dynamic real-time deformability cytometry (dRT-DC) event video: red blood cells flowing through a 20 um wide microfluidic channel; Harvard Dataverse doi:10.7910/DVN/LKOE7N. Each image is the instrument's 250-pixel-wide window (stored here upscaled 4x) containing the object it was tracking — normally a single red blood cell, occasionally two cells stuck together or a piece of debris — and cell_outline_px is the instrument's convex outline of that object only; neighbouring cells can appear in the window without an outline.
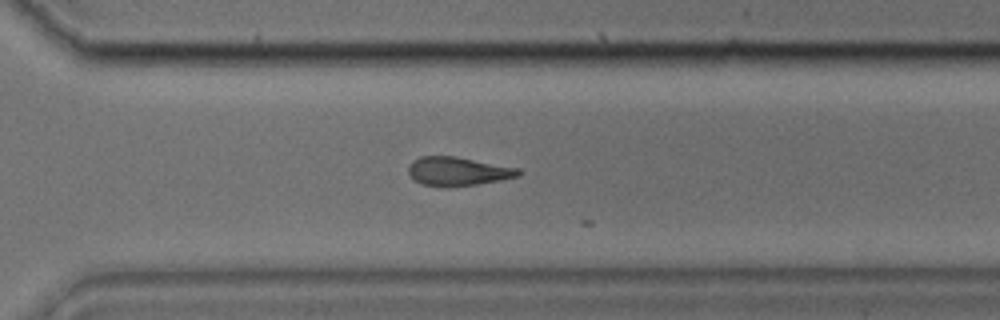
{"species": "common noctule bat (a hibernating species)", "species_latin": "Nyctalus noctula", "temperature_condition": "cold", "stored_images_in_passage": 29, "segment_of_instrument_passage": [1, 2], "camera_frame_rate_fps": 3000, "um_per_image_px": 0.085, "animal": {"sex": "male", "body_mass_g": 17.9, "forearm_length_mm": 54.2}, "frame": {"image": 1, "passage_image": 17, "time_ms": 5.333, "image_size_px": [1000, 320], "cell_outline_px": [[520, 172], [516, 176], [500, 180], [476, 184], [448, 188], [444, 188], [420, 184], [408, 172], [408, 168], [412, 160], [420, 156], [456, 156], [520, 168]], "centroid_in_image_um": [38.88, 14.56], "position_along_channel_um": 331.7, "area_um2": 18.55}}
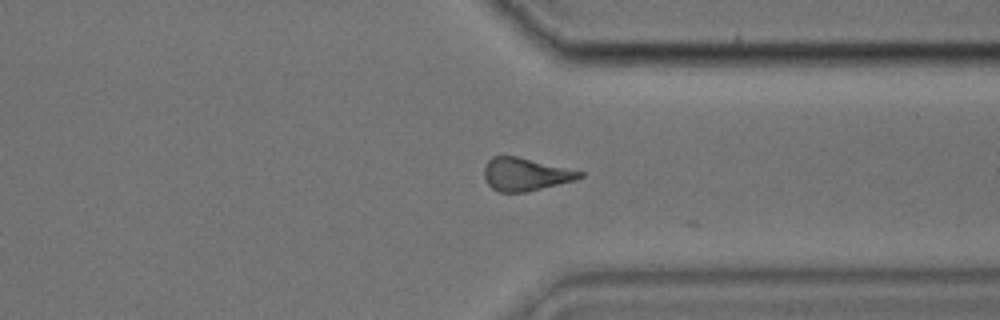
{"frame": {"image": 2, "passage_image": 19, "time_ms": 6.0, "image_size_px": [1000, 320], "cell_outline_px": [[584, 176], [576, 180], [524, 192], [500, 192], [492, 188], [488, 184], [484, 176], [484, 168], [488, 160], [492, 156], [516, 156], [584, 172]], "centroid_in_image_um": [44.65, 14.81], "position_along_channel_um": 366.8, "area_um2": 18.09}}
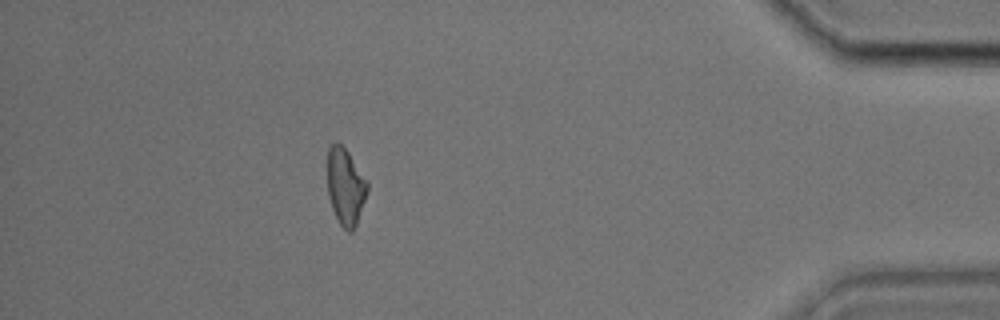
{"frame": {"image": 3, "passage_image": 24, "time_ms": 7.667, "image_size_px": [1000, 320], "cell_outline_px": [[368, 192], [356, 224], [352, 232], [348, 232], [340, 224], [332, 208], [328, 196], [328, 148], [336, 140], [348, 152], [368, 184]], "centroid_in_image_um": [29.36, 15.87], "position_along_channel_um": 405.8, "area_um2": 17.57}}